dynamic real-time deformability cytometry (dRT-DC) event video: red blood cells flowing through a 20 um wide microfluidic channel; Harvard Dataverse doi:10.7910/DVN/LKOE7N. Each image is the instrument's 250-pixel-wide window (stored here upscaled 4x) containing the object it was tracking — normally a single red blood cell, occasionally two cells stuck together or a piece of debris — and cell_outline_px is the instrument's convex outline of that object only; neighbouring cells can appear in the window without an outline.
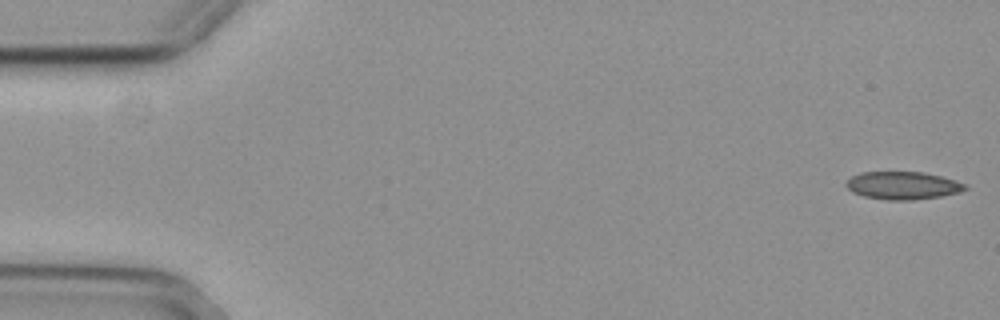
{"species": "common noctule bat (a hibernating species)", "species_latin": "Nyctalus noctula", "temperature_condition": "cold", "stored_images_in_passage": 15, "camera_frame_rate_fps": 3000, "um_per_image_px": 0.085, "animal": {"sex": "female", "body_mass_g": 29.2, "forearm_length_mm": 56.3}, "frame": {"image": 1, "passage_image": 1, "time_ms": 0.0, "image_size_px": [1000, 320], "cell_outline_px": [[968, 188], [960, 192], [940, 196], [912, 200], [888, 200], [864, 196], [852, 192], [844, 184], [844, 180], [860, 172], [924, 172], [940, 176], [968, 184]], "centroid_in_image_um": [76.72, 15.76], "position_along_channel_um": 8.3, "area_um2": 19.36}}
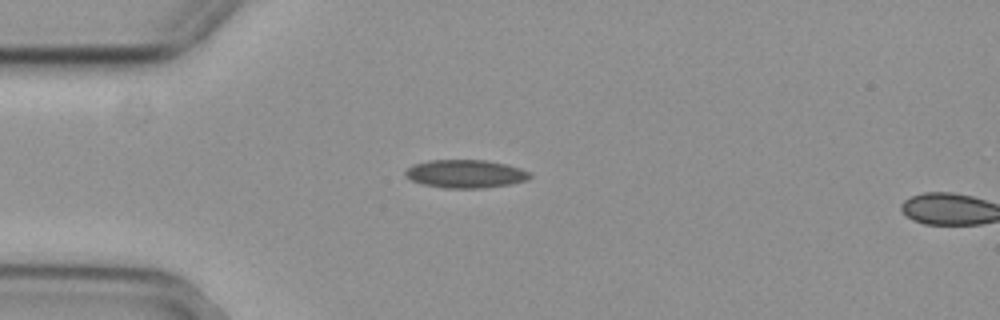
{"frame": {"image": 2, "passage_image": 14, "time_ms": 4.333, "image_size_px": [1000, 320], "cell_outline_px": [[532, 176], [528, 180], [508, 184], [484, 188], [444, 188], [424, 184], [412, 180], [404, 176], [404, 172], [412, 164], [428, 160], [484, 160], [504, 164], [520, 168], [532, 172]], "centroid_in_image_um": [39.56, 14.77], "position_along_channel_um": 45.4, "area_um2": 20.46}}